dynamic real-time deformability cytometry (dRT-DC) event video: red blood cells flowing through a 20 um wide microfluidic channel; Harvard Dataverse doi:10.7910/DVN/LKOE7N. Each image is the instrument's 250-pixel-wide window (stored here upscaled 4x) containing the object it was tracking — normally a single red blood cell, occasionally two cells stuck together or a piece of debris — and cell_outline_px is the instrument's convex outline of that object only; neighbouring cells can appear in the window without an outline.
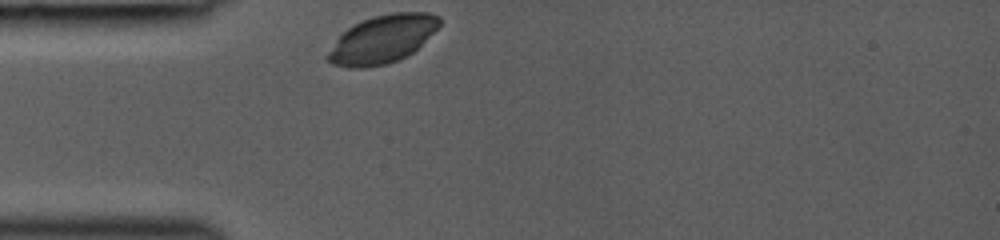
{"species": "common noctule bat (a hibernating species)", "species_latin": "Nyctalus noctula", "temperature_condition": "room temperature", "stored_images_in_passage": 27, "camera_frame_rate_fps": 3000, "um_per_image_px": 0.085, "animal": {"sex": "female", "body_mass_g": 19.0, "forearm_length_mm": 53.3}, "frame": {"image": 1, "passage_image": 1, "time_ms": 0.0, "image_size_px": [1000, 240], "cell_outline_px": [[440, 24], [408, 56], [388, 64], [364, 68], [348, 68], [332, 64], [324, 56], [336, 40], [348, 28], [364, 20], [376, 16], [392, 12], [428, 12], [440, 16]], "centroid_in_image_um": [32.47, 3.35], "position_along_channel_um": 52.5, "area_um2": 30.92}}
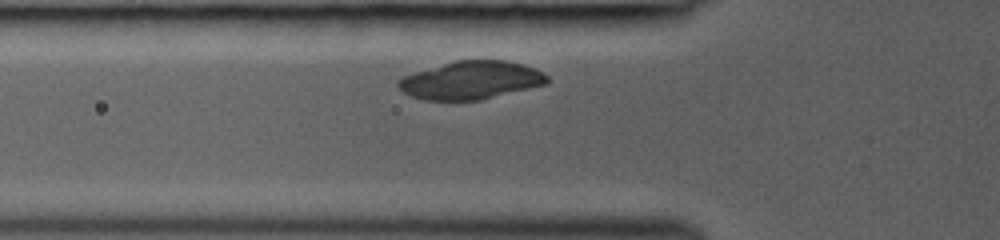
{"frame": {"image": 2, "passage_image": 4, "time_ms": 1.0, "image_size_px": [1000, 240], "cell_outline_px": [[548, 84], [480, 100], [424, 100], [412, 96], [404, 92], [396, 84], [404, 76], [416, 72], [456, 60], [504, 60], [524, 64], [536, 68], [544, 72], [548, 76]], "centroid_in_image_um": [40.1, 6.82], "position_along_channel_um": 85.7, "area_um2": 32.89}}